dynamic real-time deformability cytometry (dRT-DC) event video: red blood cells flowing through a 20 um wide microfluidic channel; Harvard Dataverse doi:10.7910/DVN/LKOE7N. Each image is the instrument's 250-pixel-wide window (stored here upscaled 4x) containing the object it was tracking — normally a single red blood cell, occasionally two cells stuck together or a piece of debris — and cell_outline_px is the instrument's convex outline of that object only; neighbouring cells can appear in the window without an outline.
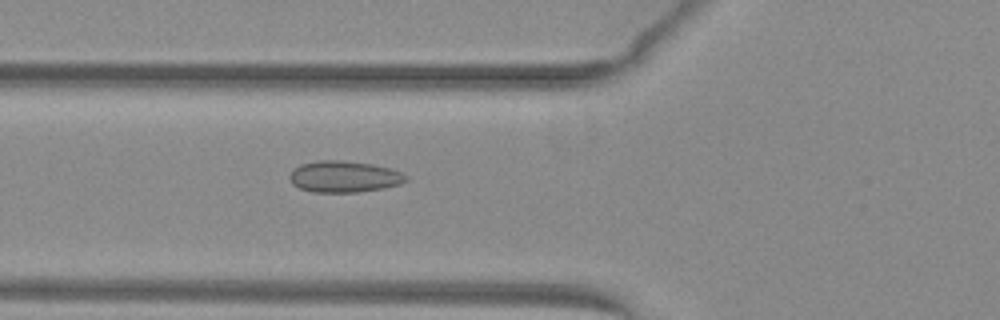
{"species": "common noctule bat (a hibernating species)", "species_latin": "Nyctalus noctula", "temperature_condition": "warm", "stored_images_in_passage": 37, "camera_frame_rate_fps": 3000, "um_per_image_px": 0.085, "animal": {"sex": "female", "body_mass_g": 29.2, "forearm_length_mm": 56.3}, "frame": {"image": 1, "passage_image": 5, "time_ms": 1.333, "image_size_px": [1000, 320], "cell_outline_px": [[408, 180], [400, 184], [384, 188], [356, 192], [312, 192], [300, 188], [292, 184], [288, 176], [292, 168], [300, 164], [320, 160], [340, 160], [372, 164], [392, 168], [408, 176]], "centroid_in_image_um": [29.23, 15.01], "position_along_channel_um": 96.6, "area_um2": 21.5}}
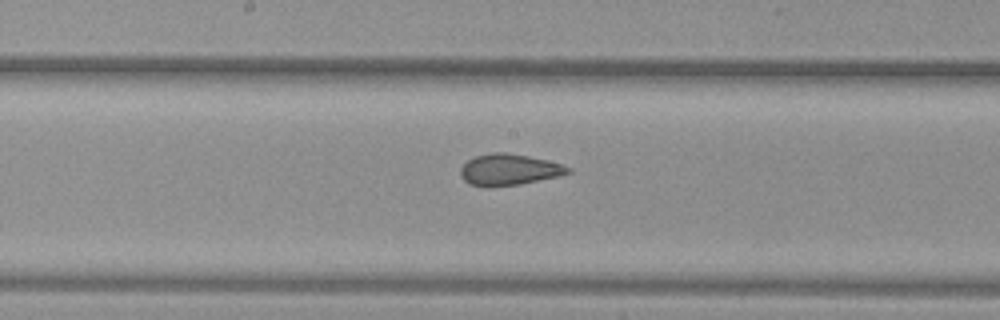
{"frame": {"image": 2, "passage_image": 13, "time_ms": 4.0, "image_size_px": [1000, 320], "cell_outline_px": [[572, 172], [560, 176], [520, 184], [488, 188], [468, 184], [460, 176], [460, 168], [468, 160], [476, 156], [492, 152], [504, 152], [528, 156], [548, 160], [572, 168]], "centroid_in_image_um": [43.26, 14.44], "position_along_channel_um": 204.9, "area_um2": 19.83}}
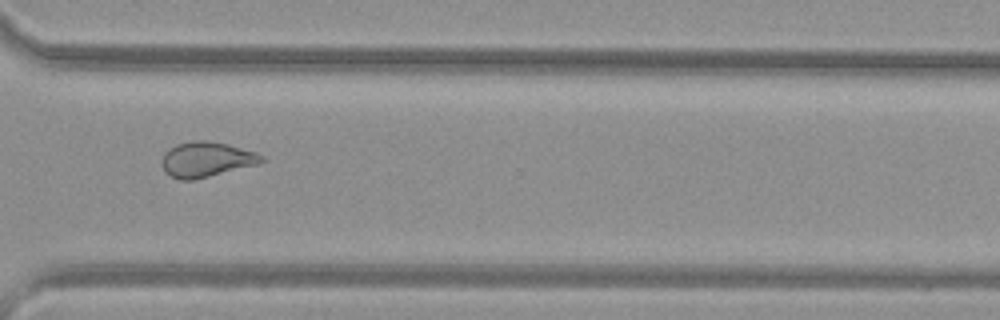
{"frame": {"image": 3, "passage_image": 24, "time_ms": 7.667, "image_size_px": [1000, 320], "cell_outline_px": [[264, 160], [260, 164], [192, 180], [180, 180], [164, 172], [160, 164], [160, 160], [164, 152], [168, 148], [176, 144], [192, 140], [208, 140], [228, 144], [256, 152], [264, 156]], "centroid_in_image_um": [17.51, 13.54], "position_along_channel_um": 353.1, "area_um2": 20.75}, "authors_computed_cell_mechanics": {"area_um2": 20.6346, "velocity_mm_per_s": 4.0473, "shape_relaxation_time_tau1_ms": null, "shape_relaxation_time_tau2_ms": 1.1442, "deformation_change_tau1": null, "deformation_change_tau2": 0.0684}}